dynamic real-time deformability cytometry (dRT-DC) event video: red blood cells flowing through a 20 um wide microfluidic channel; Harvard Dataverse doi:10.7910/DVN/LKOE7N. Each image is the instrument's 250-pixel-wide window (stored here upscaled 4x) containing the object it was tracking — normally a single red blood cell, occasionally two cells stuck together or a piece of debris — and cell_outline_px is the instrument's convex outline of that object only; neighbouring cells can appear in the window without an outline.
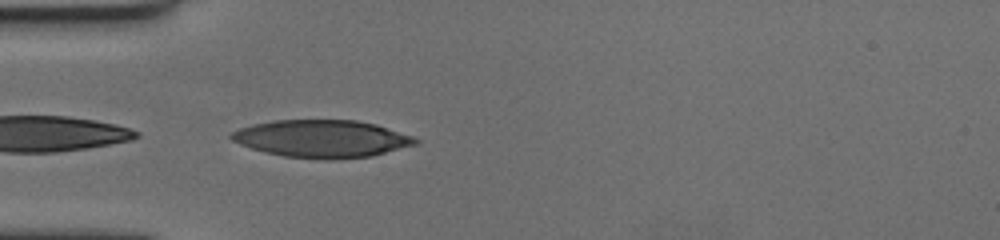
{"species": "human", "species_latin": "Homo sapiens", "temperature_condition": "cold", "stored_images_in_passage": 39, "camera_frame_rate_fps": 3000, "um_per_image_px": 0.085, "donor": {"sex": "female"}, "frame": {"image": 1, "passage_image": 1, "time_ms": 0.0, "image_size_px": [1000, 240], "cell_outline_px": [[420, 144], [372, 156], [332, 160], [324, 160], [284, 156], [264, 152], [248, 148], [232, 140], [228, 136], [232, 132], [240, 128], [252, 124], [276, 120], [356, 120], [376, 124], [412, 136], [420, 140]], "centroid_in_image_um": [27.37, 11.8], "position_along_channel_um": 57.6, "area_um2": 40.58}}
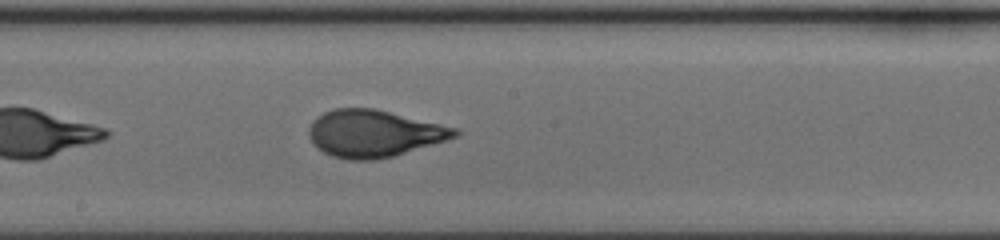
{"frame": {"image": 2, "passage_image": 15, "time_ms": 4.667, "image_size_px": [1000, 240], "cell_outline_px": [[460, 132], [456, 136], [432, 144], [392, 156], [376, 160], [348, 160], [332, 156], [324, 152], [312, 144], [308, 136], [308, 128], [312, 120], [316, 116], [332, 108], [372, 108], [440, 124], [456, 128]], "centroid_in_image_um": [31.69, 11.34], "position_along_channel_um": 216.5, "area_um2": 39.71}}
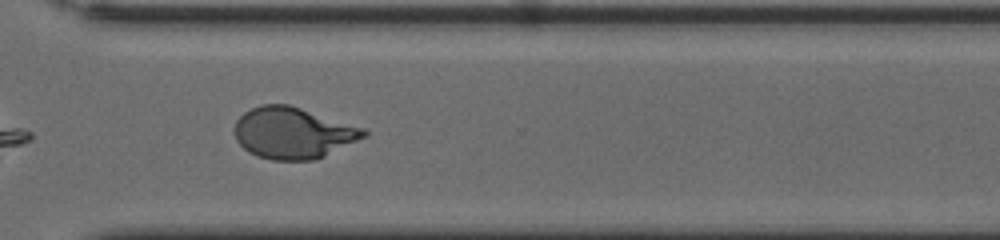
{"frame": {"image": 3, "passage_image": 26, "time_ms": 8.333, "image_size_px": [1000, 240], "cell_outline_px": [[368, 136], [316, 160], [272, 160], [256, 156], [248, 152], [236, 140], [236, 120], [244, 112], [260, 104], [288, 104], [364, 128], [368, 132]], "centroid_in_image_um": [24.92, 11.31], "position_along_channel_um": 345.7, "area_um2": 38.61}, "authors_computed_cell_mechanics": {"area_um2": 38.9572, "velocity_mm_per_s": 3.5197, "shape_relaxation_time_tau1_ms": 4.9772, "shape_relaxation_time_tau2_ms": null, "deformation_change_tau1": 0.2268, "deformation_change_tau2": null}}